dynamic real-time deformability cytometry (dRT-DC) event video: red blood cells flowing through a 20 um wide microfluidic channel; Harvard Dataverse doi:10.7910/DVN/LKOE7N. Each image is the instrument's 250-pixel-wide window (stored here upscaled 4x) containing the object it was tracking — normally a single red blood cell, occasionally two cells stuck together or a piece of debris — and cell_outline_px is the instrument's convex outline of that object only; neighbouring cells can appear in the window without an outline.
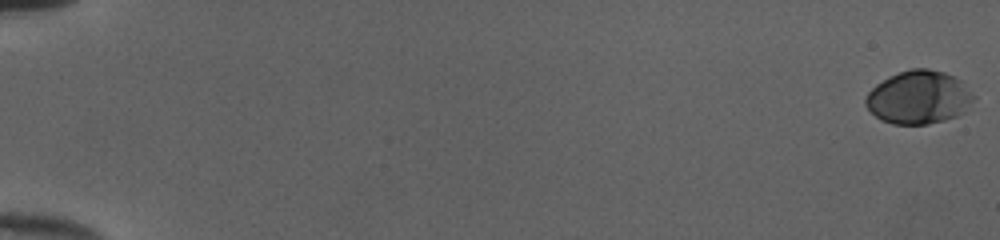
{"species": "human", "species_latin": "Homo sapiens", "temperature_condition": "cold", "stored_images_in_passage": 31, "camera_frame_rate_fps": 3000, "um_per_image_px": 0.085, "donor": {"sex": "female"}, "frame": {"image": 1, "passage_image": 1, "time_ms": 0.0, "image_size_px": [1000, 240], "cell_outline_px": [[976, 100], [964, 112], [956, 116], [944, 120], [928, 124], [892, 124], [880, 120], [864, 104], [864, 100], [868, 92], [876, 84], [888, 76], [912, 68], [928, 68], [944, 72], [956, 76], [976, 96]], "centroid_in_image_um": [78.11, 8.27], "position_along_channel_um": 6.9, "area_um2": 33.81}}
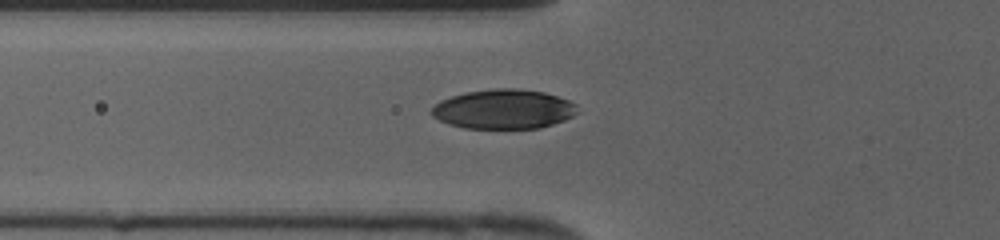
{"frame": {"image": 2, "passage_image": 22, "time_ms": 7.0, "image_size_px": [1000, 240], "cell_outline_px": [[576, 112], [572, 116], [564, 120], [540, 128], [464, 128], [448, 124], [432, 116], [432, 108], [440, 100], [464, 92], [496, 88], [516, 88], [544, 92], [568, 100], [576, 104]], "centroid_in_image_um": [42.79, 9.27], "position_along_channel_um": 83.0, "area_um2": 33.41}}
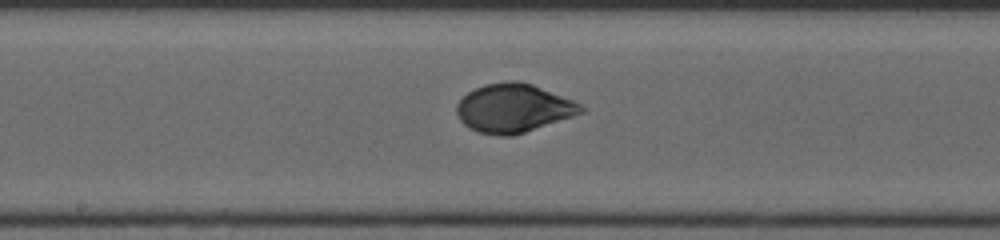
{"frame": {"image": 3, "passage_image": 31, "time_ms": 10.0, "image_size_px": [1000, 240], "cell_outline_px": [[588, 108], [584, 112], [512, 136], [500, 136], [480, 132], [468, 128], [460, 120], [456, 112], [456, 104], [468, 92], [484, 84], [508, 80], [516, 80], [532, 84], [572, 100]], "centroid_in_image_um": [43.63, 9.18], "position_along_channel_um": 204.6, "area_um2": 35.03}}